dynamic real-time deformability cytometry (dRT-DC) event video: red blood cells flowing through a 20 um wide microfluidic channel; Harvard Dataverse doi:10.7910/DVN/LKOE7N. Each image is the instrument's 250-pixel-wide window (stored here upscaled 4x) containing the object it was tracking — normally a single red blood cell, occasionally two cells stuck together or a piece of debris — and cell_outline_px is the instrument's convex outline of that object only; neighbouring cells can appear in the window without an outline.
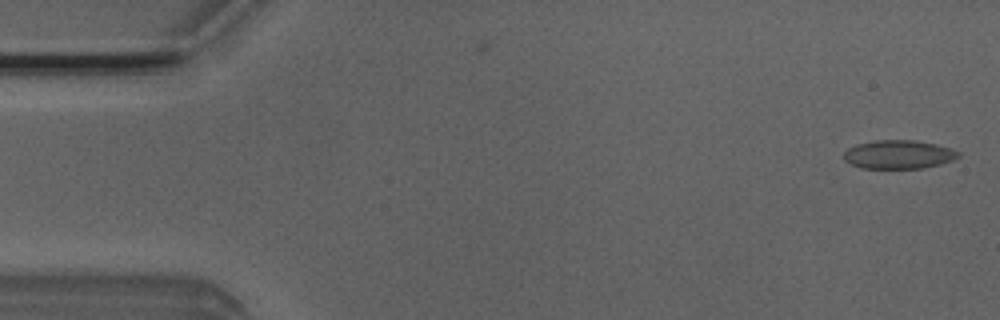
{"species": "Egyptian fruit bat (a non-hibernating species)", "species_latin": "Rousettus aegyptiacus", "temperature_condition": "room temperature", "stored_images_in_passage": 3, "camera_frame_rate_fps": 3000, "um_per_image_px": 0.085, "animal": {"sex": "male"}, "frame": {"image": 1, "passage_image": 3, "time_ms": 0.667, "image_size_px": [1000, 320], "cell_outline_px": [[960, 156], [952, 160], [940, 164], [920, 168], [860, 168], [844, 160], [844, 152], [848, 148], [856, 144], [876, 140], [916, 140], [936, 144], [960, 152]], "centroid_in_image_um": [76.36, 13.12], "position_along_channel_um": 8.6, "area_um2": 19.02}}